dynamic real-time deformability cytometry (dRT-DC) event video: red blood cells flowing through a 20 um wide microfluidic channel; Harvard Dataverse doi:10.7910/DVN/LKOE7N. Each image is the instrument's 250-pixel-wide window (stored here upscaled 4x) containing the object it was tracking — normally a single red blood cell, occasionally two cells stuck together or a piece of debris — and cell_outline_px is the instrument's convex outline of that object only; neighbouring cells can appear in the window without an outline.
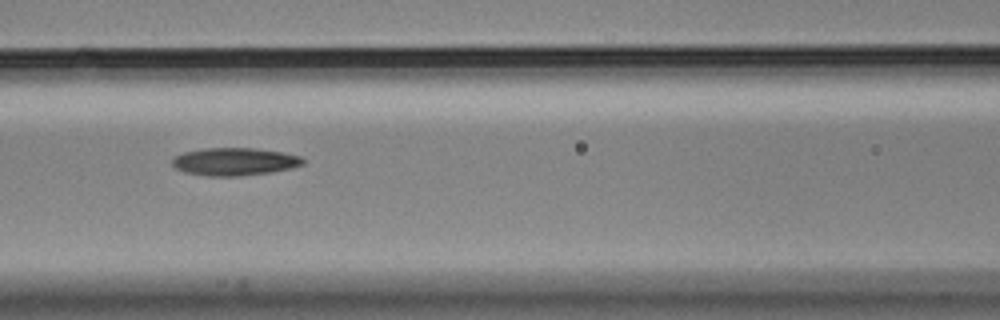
{"species": "Egyptian fruit bat (a non-hibernating species)", "species_latin": "Rousettus aegyptiacus", "temperature_condition": "cold", "stored_images_in_passage": 5, "camera_frame_rate_fps": 3000, "um_per_image_px": 0.085, "animal": {"sex": "male"}, "frame": {"image": 1, "passage_image": 5, "time_ms": 1.333, "image_size_px": [1000, 320], "cell_outline_px": [[304, 164], [272, 172], [240, 176], [204, 176], [184, 172], [176, 168], [172, 164], [172, 156], [184, 152], [204, 148], [256, 148], [284, 152], [300, 156], [304, 160]], "centroid_in_image_um": [19.9, 13.73], "position_along_channel_um": 146.7, "area_um2": 21.27}}